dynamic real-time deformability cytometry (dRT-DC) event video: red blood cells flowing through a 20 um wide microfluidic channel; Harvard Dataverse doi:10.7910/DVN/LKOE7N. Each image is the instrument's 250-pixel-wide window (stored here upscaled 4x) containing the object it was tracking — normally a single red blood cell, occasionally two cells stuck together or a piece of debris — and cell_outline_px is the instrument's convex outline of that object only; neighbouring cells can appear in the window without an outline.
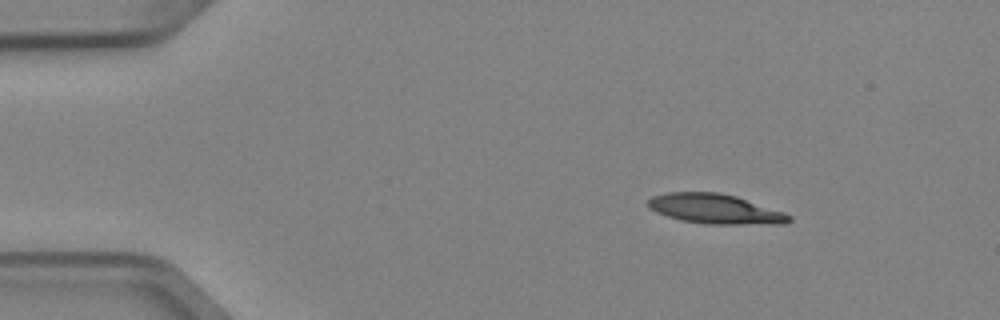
{"species": "Egyptian fruit bat (a non-hibernating species)", "species_latin": "Rousettus aegyptiacus", "temperature_condition": "cold", "stored_images_in_passage": 4, "camera_frame_rate_fps": 3000, "um_per_image_px": 0.085, "animal": {"sex": "female"}, "frame": {"image": 1, "passage_image": 2, "time_ms": 0.333, "image_size_px": [1000, 320], "cell_outline_px": [[792, 220], [784, 224], [708, 224], [680, 220], [656, 212], [648, 208], [648, 200], [652, 196], [668, 192], [720, 192], [736, 196], [784, 212], [792, 216]], "centroid_in_image_um": [60.8, 17.76], "position_along_channel_um": 24.2, "area_um2": 24.51}}